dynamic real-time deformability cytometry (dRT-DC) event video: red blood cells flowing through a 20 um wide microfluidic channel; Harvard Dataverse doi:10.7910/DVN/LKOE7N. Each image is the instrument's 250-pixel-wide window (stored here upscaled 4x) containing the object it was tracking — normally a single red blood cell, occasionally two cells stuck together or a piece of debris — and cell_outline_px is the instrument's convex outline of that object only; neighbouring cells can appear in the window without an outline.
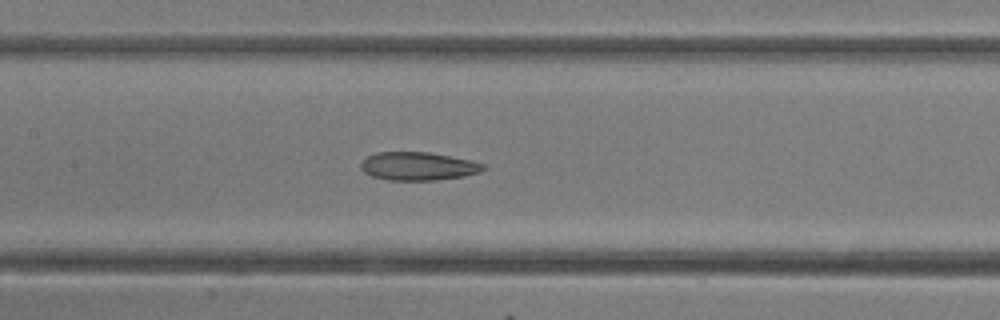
{"species": "common noctule bat (a hibernating species)", "species_latin": "Nyctalus noctula", "temperature_condition": "room temperature", "stored_images_in_passage": 31, "camera_frame_rate_fps": 3000, "um_per_image_px": 0.085, "animal": {"sex": "female"}, "frame": {"image": 1, "passage_image": 14, "time_ms": 4.333, "image_size_px": [1000, 320], "cell_outline_px": [[488, 168], [480, 172], [464, 176], [436, 180], [388, 180], [372, 176], [364, 172], [360, 168], [360, 160], [376, 152], [428, 152], [472, 160], [484, 164]], "centroid_in_image_um": [35.54, 14.12], "position_along_channel_um": 171.9, "area_um2": 20.35}}
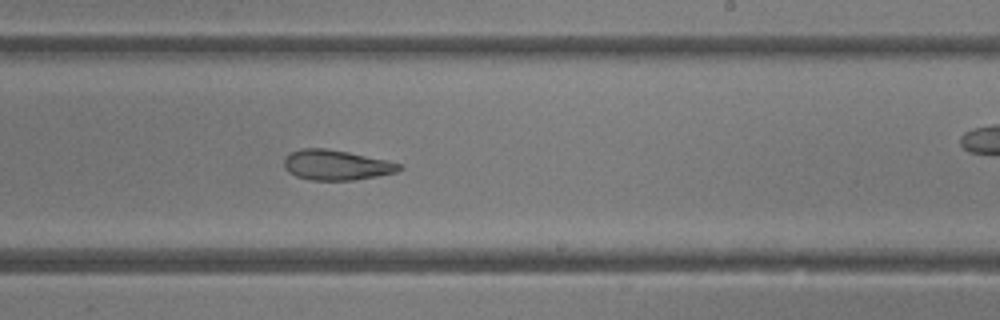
{"frame": {"image": 2, "passage_image": 18, "time_ms": 5.667, "image_size_px": [1000, 320], "cell_outline_px": [[404, 168], [396, 172], [356, 180], [312, 180], [296, 176], [288, 172], [284, 168], [284, 156], [288, 152], [300, 148], [328, 148], [388, 160], [404, 164]], "centroid_in_image_um": [28.58, 14.01], "position_along_channel_um": 260.4, "area_um2": 20.58}}
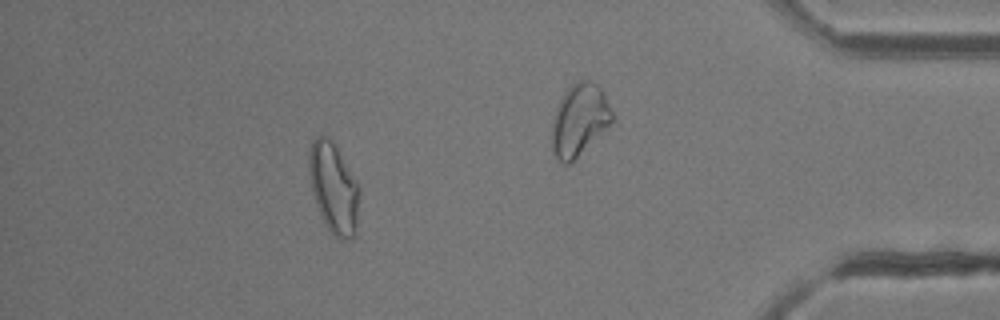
{"frame": {"image": 3, "passage_image": 27, "time_ms": 8.667, "image_size_px": [1000, 320], "cell_outline_px": [[360, 188], [356, 224], [352, 240], [344, 240], [336, 236], [328, 228], [316, 204], [312, 192], [308, 172], [308, 152], [312, 140], [316, 136], [328, 136], [332, 140], [360, 184]], "centroid_in_image_um": [28.35, 15.92], "position_along_channel_um": 406.8, "area_um2": 26.65}}